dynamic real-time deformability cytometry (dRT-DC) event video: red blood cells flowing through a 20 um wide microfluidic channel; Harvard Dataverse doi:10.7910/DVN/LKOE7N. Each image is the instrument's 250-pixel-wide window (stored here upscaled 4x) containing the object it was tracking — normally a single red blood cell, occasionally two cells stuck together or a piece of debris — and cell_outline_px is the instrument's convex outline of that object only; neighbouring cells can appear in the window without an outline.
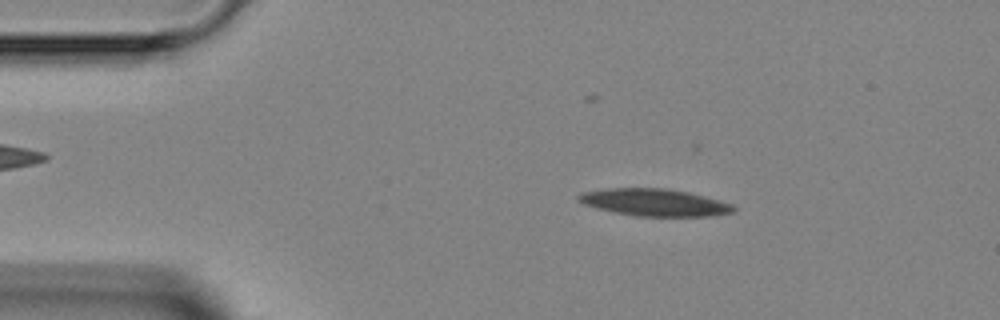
{"species": "Egyptian fruit bat (a non-hibernating species)", "species_latin": "Rousettus aegyptiacus", "temperature_condition": "room temperature", "stored_images_in_passage": 3, "camera_frame_rate_fps": 3000, "um_per_image_px": 0.085, "animal": {"sex": "female"}, "frame": {"image": 1, "passage_image": 1, "time_ms": 0.0, "image_size_px": [1000, 320], "cell_outline_px": [[736, 212], [712, 216], [636, 216], [596, 208], [584, 204], [576, 200], [576, 196], [584, 192], [604, 188], [664, 188], [688, 192], [704, 196], [732, 204], [736, 208]], "centroid_in_image_um": [55.63, 17.2], "position_along_channel_um": 29.4, "area_um2": 24.57}}